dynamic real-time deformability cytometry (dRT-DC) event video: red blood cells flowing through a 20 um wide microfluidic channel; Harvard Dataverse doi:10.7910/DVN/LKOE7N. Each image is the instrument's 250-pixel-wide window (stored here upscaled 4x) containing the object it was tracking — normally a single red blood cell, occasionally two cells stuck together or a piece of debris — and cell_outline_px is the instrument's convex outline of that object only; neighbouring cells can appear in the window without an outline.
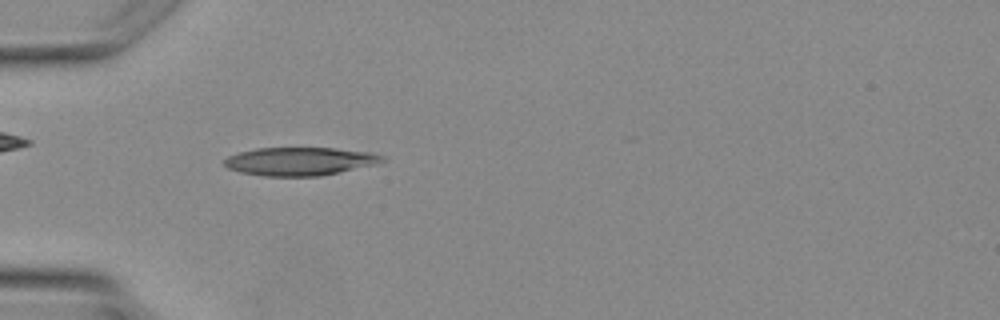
{"species": "Egyptian fruit bat (a non-hibernating species)", "species_latin": "Rousettus aegyptiacus", "temperature_condition": "warm", "stored_images_in_passage": 3, "camera_frame_rate_fps": 3000, "um_per_image_px": 0.085, "animal": {"sex": "female"}, "frame": {"image": 1, "passage_image": 2, "time_ms": 1.333, "image_size_px": [1000, 320], "cell_outline_px": [[384, 160], [376, 164], [340, 172], [320, 176], [264, 176], [240, 172], [228, 168], [224, 164], [224, 160], [228, 156], [240, 152], [256, 148], [336, 148], [368, 152], [384, 156]], "centroid_in_image_um": [25.47, 13.71], "position_along_channel_um": 59.5, "area_um2": 25.84}}